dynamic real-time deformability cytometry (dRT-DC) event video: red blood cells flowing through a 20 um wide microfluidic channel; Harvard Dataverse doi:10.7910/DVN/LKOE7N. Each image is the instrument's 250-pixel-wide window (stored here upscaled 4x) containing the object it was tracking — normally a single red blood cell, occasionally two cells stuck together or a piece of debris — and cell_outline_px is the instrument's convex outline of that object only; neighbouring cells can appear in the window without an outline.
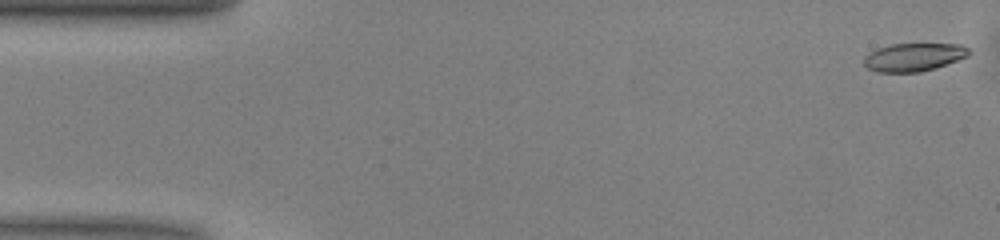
{"species": "common noctule bat (a hibernating species)", "species_latin": "Nyctalus noctula", "temperature_condition": "warm", "stored_images_in_passage": 14, "camera_frame_rate_fps": 3000, "um_per_image_px": 0.085, "animal": {"sex": "male", "body_mass_g": 13.0, "forearm_length_mm": 53.1}, "frame": {"image": 1, "passage_image": 1, "time_ms": 0.0, "image_size_px": [1000, 240], "cell_outline_px": [[972, 52], [968, 56], [920, 72], [876, 72], [868, 68], [864, 64], [864, 56], [876, 48], [892, 44], [964, 44]], "centroid_in_image_um": [77.65, 4.84], "position_along_channel_um": 7.3, "area_um2": 17.11}}
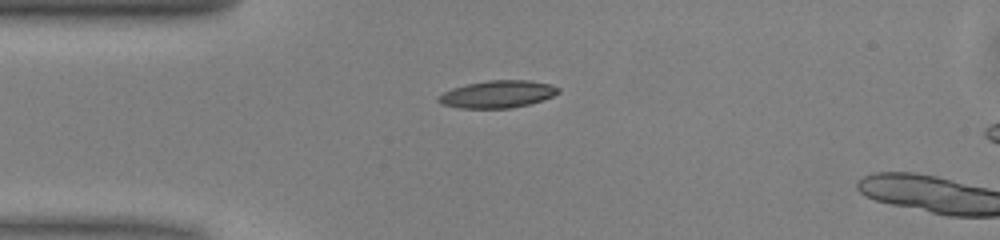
{"frame": {"image": 2, "passage_image": 12, "time_ms": 3.667, "image_size_px": [1000, 240], "cell_outline_px": [[560, 92], [552, 96], [528, 104], [512, 108], [460, 108], [440, 104], [436, 100], [436, 96], [452, 88], [468, 84], [488, 80], [528, 80], [552, 84], [560, 88]], "centroid_in_image_um": [42.26, 8.0], "position_along_channel_um": 42.7, "area_um2": 19.13}}